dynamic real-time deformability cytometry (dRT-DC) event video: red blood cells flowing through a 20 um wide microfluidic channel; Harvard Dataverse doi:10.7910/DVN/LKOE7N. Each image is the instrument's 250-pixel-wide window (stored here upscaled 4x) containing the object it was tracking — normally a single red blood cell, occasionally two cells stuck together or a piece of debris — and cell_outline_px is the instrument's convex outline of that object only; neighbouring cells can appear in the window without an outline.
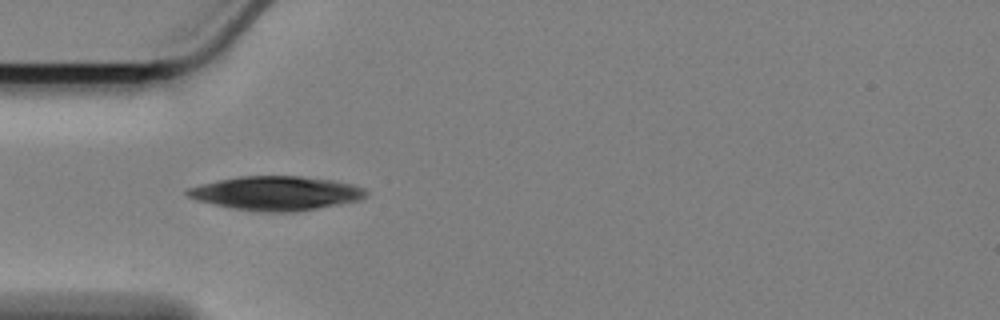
{"species": "Egyptian fruit bat (a non-hibernating species)", "species_latin": "Rousettus aegyptiacus", "temperature_condition": "cold", "stored_images_in_passage": 12, "camera_frame_rate_fps": 3000, "um_per_image_px": 0.085, "animal": {"sex": "female"}, "frame": {"image": 1, "passage_image": 1, "time_ms": 0.0, "image_size_px": [1000, 320], "cell_outline_px": [[368, 196], [360, 200], [340, 204], [292, 212], [260, 212], [232, 208], [196, 200], [188, 196], [184, 192], [188, 188], [200, 184], [240, 176], [300, 176], [332, 180], [356, 184], [364, 188], [368, 192]], "centroid_in_image_um": [23.51, 16.42], "position_along_channel_um": 61.5, "area_um2": 35.49}}
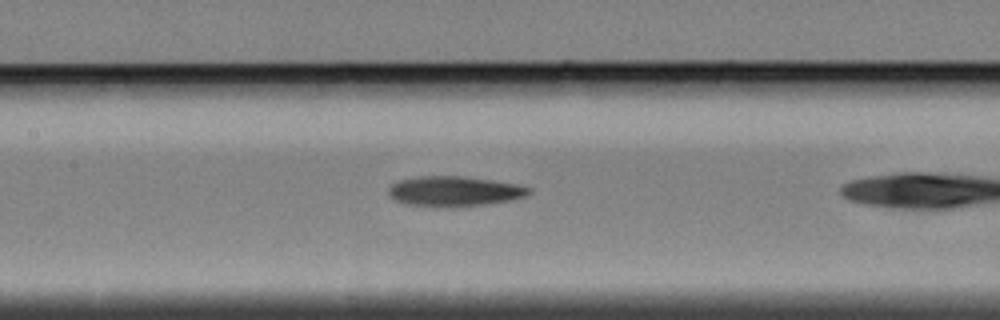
{"frame": {"image": 2, "passage_image": 7, "time_ms": 2.0, "image_size_px": [1000, 320], "cell_outline_px": [[532, 192], [524, 196], [512, 200], [484, 204], [408, 204], [396, 200], [388, 192], [388, 188], [392, 184], [400, 180], [420, 176], [464, 176], [492, 180], [516, 184], [532, 188]], "centroid_in_image_um": [38.67, 16.2], "position_along_channel_um": 168.7, "area_um2": 23.47}}
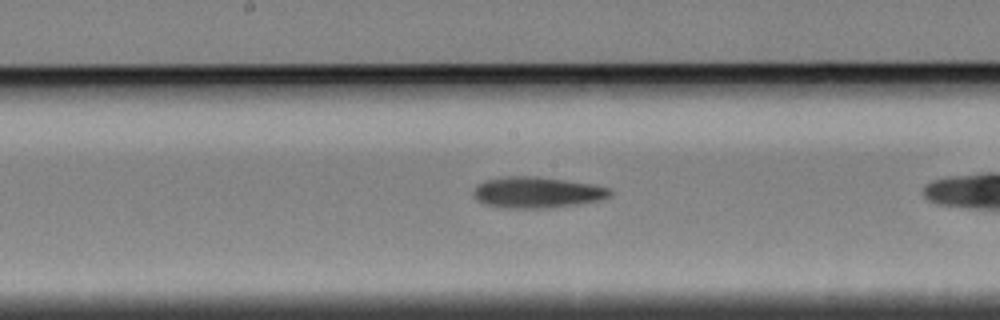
{"frame": {"image": 3, "passage_image": 10, "time_ms": 3.0, "image_size_px": [1000, 320], "cell_outline_px": [[612, 196], [600, 200], [576, 204], [548, 208], [508, 208], [484, 204], [476, 200], [472, 192], [476, 184], [484, 180], [504, 176], [536, 176], [592, 184], [612, 188]], "centroid_in_image_um": [45.63, 16.35], "position_along_channel_um": 202.6, "area_um2": 24.97}}